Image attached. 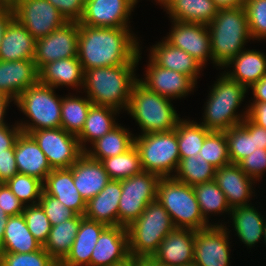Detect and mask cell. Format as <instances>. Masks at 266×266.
Segmentation results:
<instances>
[{
  "mask_svg": "<svg viewBox=\"0 0 266 266\" xmlns=\"http://www.w3.org/2000/svg\"><path fill=\"white\" fill-rule=\"evenodd\" d=\"M183 266H197L196 264L192 263V264H189V265H183Z\"/></svg>",
  "mask_w": 266,
  "mask_h": 266,
  "instance_id": "67",
  "label": "cell"
},
{
  "mask_svg": "<svg viewBox=\"0 0 266 266\" xmlns=\"http://www.w3.org/2000/svg\"><path fill=\"white\" fill-rule=\"evenodd\" d=\"M165 10L172 21L208 25L219 9L213 0H174Z\"/></svg>",
  "mask_w": 266,
  "mask_h": 266,
  "instance_id": "33",
  "label": "cell"
},
{
  "mask_svg": "<svg viewBox=\"0 0 266 266\" xmlns=\"http://www.w3.org/2000/svg\"><path fill=\"white\" fill-rule=\"evenodd\" d=\"M43 192L55 197L77 215H85L86 202L75 187L70 169H53L43 181Z\"/></svg>",
  "mask_w": 266,
  "mask_h": 266,
  "instance_id": "24",
  "label": "cell"
},
{
  "mask_svg": "<svg viewBox=\"0 0 266 266\" xmlns=\"http://www.w3.org/2000/svg\"><path fill=\"white\" fill-rule=\"evenodd\" d=\"M54 89L38 82L26 89L14 101L19 111L32 121L16 122L23 133L30 134L34 130L61 128L62 97H57Z\"/></svg>",
  "mask_w": 266,
  "mask_h": 266,
  "instance_id": "8",
  "label": "cell"
},
{
  "mask_svg": "<svg viewBox=\"0 0 266 266\" xmlns=\"http://www.w3.org/2000/svg\"><path fill=\"white\" fill-rule=\"evenodd\" d=\"M257 210L249 203V205L232 208L230 211L232 225L236 231L235 235L249 248L256 245L264 237L266 218Z\"/></svg>",
  "mask_w": 266,
  "mask_h": 266,
  "instance_id": "31",
  "label": "cell"
},
{
  "mask_svg": "<svg viewBox=\"0 0 266 266\" xmlns=\"http://www.w3.org/2000/svg\"><path fill=\"white\" fill-rule=\"evenodd\" d=\"M244 8L252 40L266 39V0H247Z\"/></svg>",
  "mask_w": 266,
  "mask_h": 266,
  "instance_id": "47",
  "label": "cell"
},
{
  "mask_svg": "<svg viewBox=\"0 0 266 266\" xmlns=\"http://www.w3.org/2000/svg\"><path fill=\"white\" fill-rule=\"evenodd\" d=\"M214 181L224 193L231 209L249 205L252 194H255L252 187L255 180L247 176L238 164L230 163L217 168Z\"/></svg>",
  "mask_w": 266,
  "mask_h": 266,
  "instance_id": "20",
  "label": "cell"
},
{
  "mask_svg": "<svg viewBox=\"0 0 266 266\" xmlns=\"http://www.w3.org/2000/svg\"><path fill=\"white\" fill-rule=\"evenodd\" d=\"M134 145L140 153L143 171L154 173L160 178L175 175L180 161L176 128L166 132L139 134L134 137Z\"/></svg>",
  "mask_w": 266,
  "mask_h": 266,
  "instance_id": "9",
  "label": "cell"
},
{
  "mask_svg": "<svg viewBox=\"0 0 266 266\" xmlns=\"http://www.w3.org/2000/svg\"><path fill=\"white\" fill-rule=\"evenodd\" d=\"M253 93V101L266 102V75L261 77L251 87Z\"/></svg>",
  "mask_w": 266,
  "mask_h": 266,
  "instance_id": "56",
  "label": "cell"
},
{
  "mask_svg": "<svg viewBox=\"0 0 266 266\" xmlns=\"http://www.w3.org/2000/svg\"><path fill=\"white\" fill-rule=\"evenodd\" d=\"M14 18L12 6L0 7V43L5 33L6 27Z\"/></svg>",
  "mask_w": 266,
  "mask_h": 266,
  "instance_id": "57",
  "label": "cell"
},
{
  "mask_svg": "<svg viewBox=\"0 0 266 266\" xmlns=\"http://www.w3.org/2000/svg\"><path fill=\"white\" fill-rule=\"evenodd\" d=\"M239 167L255 181H259L266 171V149H255L253 153L238 163Z\"/></svg>",
  "mask_w": 266,
  "mask_h": 266,
  "instance_id": "49",
  "label": "cell"
},
{
  "mask_svg": "<svg viewBox=\"0 0 266 266\" xmlns=\"http://www.w3.org/2000/svg\"><path fill=\"white\" fill-rule=\"evenodd\" d=\"M247 117L256 125L266 128V102L253 101L248 104Z\"/></svg>",
  "mask_w": 266,
  "mask_h": 266,
  "instance_id": "54",
  "label": "cell"
},
{
  "mask_svg": "<svg viewBox=\"0 0 266 266\" xmlns=\"http://www.w3.org/2000/svg\"><path fill=\"white\" fill-rule=\"evenodd\" d=\"M241 125L254 136L255 148L266 149V128L254 124L246 117Z\"/></svg>",
  "mask_w": 266,
  "mask_h": 266,
  "instance_id": "55",
  "label": "cell"
},
{
  "mask_svg": "<svg viewBox=\"0 0 266 266\" xmlns=\"http://www.w3.org/2000/svg\"><path fill=\"white\" fill-rule=\"evenodd\" d=\"M43 151L52 169H69L84 153L77 136L63 128H47L30 133Z\"/></svg>",
  "mask_w": 266,
  "mask_h": 266,
  "instance_id": "12",
  "label": "cell"
},
{
  "mask_svg": "<svg viewBox=\"0 0 266 266\" xmlns=\"http://www.w3.org/2000/svg\"><path fill=\"white\" fill-rule=\"evenodd\" d=\"M130 257L126 227L107 226L93 249L90 266H112Z\"/></svg>",
  "mask_w": 266,
  "mask_h": 266,
  "instance_id": "19",
  "label": "cell"
},
{
  "mask_svg": "<svg viewBox=\"0 0 266 266\" xmlns=\"http://www.w3.org/2000/svg\"><path fill=\"white\" fill-rule=\"evenodd\" d=\"M18 174L14 149H7V153H0V183H6Z\"/></svg>",
  "mask_w": 266,
  "mask_h": 266,
  "instance_id": "52",
  "label": "cell"
},
{
  "mask_svg": "<svg viewBox=\"0 0 266 266\" xmlns=\"http://www.w3.org/2000/svg\"><path fill=\"white\" fill-rule=\"evenodd\" d=\"M199 154L216 169L231 163L224 131H211L205 138Z\"/></svg>",
  "mask_w": 266,
  "mask_h": 266,
  "instance_id": "43",
  "label": "cell"
},
{
  "mask_svg": "<svg viewBox=\"0 0 266 266\" xmlns=\"http://www.w3.org/2000/svg\"><path fill=\"white\" fill-rule=\"evenodd\" d=\"M67 20V22H79L83 16L86 0H47Z\"/></svg>",
  "mask_w": 266,
  "mask_h": 266,
  "instance_id": "50",
  "label": "cell"
},
{
  "mask_svg": "<svg viewBox=\"0 0 266 266\" xmlns=\"http://www.w3.org/2000/svg\"><path fill=\"white\" fill-rule=\"evenodd\" d=\"M0 266H59L43 246L31 253H0Z\"/></svg>",
  "mask_w": 266,
  "mask_h": 266,
  "instance_id": "46",
  "label": "cell"
},
{
  "mask_svg": "<svg viewBox=\"0 0 266 266\" xmlns=\"http://www.w3.org/2000/svg\"><path fill=\"white\" fill-rule=\"evenodd\" d=\"M156 200L167 210L176 228L197 231L212 225L202 216L193 186L173 177L160 178Z\"/></svg>",
  "mask_w": 266,
  "mask_h": 266,
  "instance_id": "7",
  "label": "cell"
},
{
  "mask_svg": "<svg viewBox=\"0 0 266 266\" xmlns=\"http://www.w3.org/2000/svg\"><path fill=\"white\" fill-rule=\"evenodd\" d=\"M14 154L19 174L30 175L44 181L53 170L30 134L20 133L14 144Z\"/></svg>",
  "mask_w": 266,
  "mask_h": 266,
  "instance_id": "23",
  "label": "cell"
},
{
  "mask_svg": "<svg viewBox=\"0 0 266 266\" xmlns=\"http://www.w3.org/2000/svg\"><path fill=\"white\" fill-rule=\"evenodd\" d=\"M231 68V71L224 73L249 89L261 77L266 75V55L263 52L244 49L233 59H231L223 68Z\"/></svg>",
  "mask_w": 266,
  "mask_h": 266,
  "instance_id": "30",
  "label": "cell"
},
{
  "mask_svg": "<svg viewBox=\"0 0 266 266\" xmlns=\"http://www.w3.org/2000/svg\"><path fill=\"white\" fill-rule=\"evenodd\" d=\"M25 205L13 194L6 183H0V209L9 216L23 213Z\"/></svg>",
  "mask_w": 266,
  "mask_h": 266,
  "instance_id": "51",
  "label": "cell"
},
{
  "mask_svg": "<svg viewBox=\"0 0 266 266\" xmlns=\"http://www.w3.org/2000/svg\"><path fill=\"white\" fill-rule=\"evenodd\" d=\"M143 79H137L147 89L168 99L187 96L197 84L191 77L156 65L150 58Z\"/></svg>",
  "mask_w": 266,
  "mask_h": 266,
  "instance_id": "17",
  "label": "cell"
},
{
  "mask_svg": "<svg viewBox=\"0 0 266 266\" xmlns=\"http://www.w3.org/2000/svg\"><path fill=\"white\" fill-rule=\"evenodd\" d=\"M151 266H167V265L159 264V263H157L155 260H153V259L151 258Z\"/></svg>",
  "mask_w": 266,
  "mask_h": 266,
  "instance_id": "65",
  "label": "cell"
},
{
  "mask_svg": "<svg viewBox=\"0 0 266 266\" xmlns=\"http://www.w3.org/2000/svg\"><path fill=\"white\" fill-rule=\"evenodd\" d=\"M137 3L138 0H86L79 24L90 27L129 28V17Z\"/></svg>",
  "mask_w": 266,
  "mask_h": 266,
  "instance_id": "15",
  "label": "cell"
},
{
  "mask_svg": "<svg viewBox=\"0 0 266 266\" xmlns=\"http://www.w3.org/2000/svg\"><path fill=\"white\" fill-rule=\"evenodd\" d=\"M171 99L134 83L127 112L141 128V134L171 131L181 120Z\"/></svg>",
  "mask_w": 266,
  "mask_h": 266,
  "instance_id": "5",
  "label": "cell"
},
{
  "mask_svg": "<svg viewBox=\"0 0 266 266\" xmlns=\"http://www.w3.org/2000/svg\"><path fill=\"white\" fill-rule=\"evenodd\" d=\"M210 132V130L194 120L190 121L181 118L176 127L180 158L199 154L203 142Z\"/></svg>",
  "mask_w": 266,
  "mask_h": 266,
  "instance_id": "40",
  "label": "cell"
},
{
  "mask_svg": "<svg viewBox=\"0 0 266 266\" xmlns=\"http://www.w3.org/2000/svg\"><path fill=\"white\" fill-rule=\"evenodd\" d=\"M193 190L202 216L207 222L210 214H227V212L230 214L231 208L227 199L214 180L194 185Z\"/></svg>",
  "mask_w": 266,
  "mask_h": 266,
  "instance_id": "39",
  "label": "cell"
},
{
  "mask_svg": "<svg viewBox=\"0 0 266 266\" xmlns=\"http://www.w3.org/2000/svg\"><path fill=\"white\" fill-rule=\"evenodd\" d=\"M41 247L29 231L23 214L7 218L0 253H31Z\"/></svg>",
  "mask_w": 266,
  "mask_h": 266,
  "instance_id": "32",
  "label": "cell"
},
{
  "mask_svg": "<svg viewBox=\"0 0 266 266\" xmlns=\"http://www.w3.org/2000/svg\"><path fill=\"white\" fill-rule=\"evenodd\" d=\"M173 26L167 37L171 45L182 49L196 59L203 67L212 61L210 34L207 25L172 21Z\"/></svg>",
  "mask_w": 266,
  "mask_h": 266,
  "instance_id": "16",
  "label": "cell"
},
{
  "mask_svg": "<svg viewBox=\"0 0 266 266\" xmlns=\"http://www.w3.org/2000/svg\"><path fill=\"white\" fill-rule=\"evenodd\" d=\"M218 9L244 7L247 0H213Z\"/></svg>",
  "mask_w": 266,
  "mask_h": 266,
  "instance_id": "58",
  "label": "cell"
},
{
  "mask_svg": "<svg viewBox=\"0 0 266 266\" xmlns=\"http://www.w3.org/2000/svg\"><path fill=\"white\" fill-rule=\"evenodd\" d=\"M126 229L130 256L152 258L163 239L176 227L167 210L156 200Z\"/></svg>",
  "mask_w": 266,
  "mask_h": 266,
  "instance_id": "6",
  "label": "cell"
},
{
  "mask_svg": "<svg viewBox=\"0 0 266 266\" xmlns=\"http://www.w3.org/2000/svg\"><path fill=\"white\" fill-rule=\"evenodd\" d=\"M12 0H0V7H9L11 6Z\"/></svg>",
  "mask_w": 266,
  "mask_h": 266,
  "instance_id": "64",
  "label": "cell"
},
{
  "mask_svg": "<svg viewBox=\"0 0 266 266\" xmlns=\"http://www.w3.org/2000/svg\"><path fill=\"white\" fill-rule=\"evenodd\" d=\"M228 228L212 224L202 230H195L194 259L197 266H229L230 239Z\"/></svg>",
  "mask_w": 266,
  "mask_h": 266,
  "instance_id": "13",
  "label": "cell"
},
{
  "mask_svg": "<svg viewBox=\"0 0 266 266\" xmlns=\"http://www.w3.org/2000/svg\"><path fill=\"white\" fill-rule=\"evenodd\" d=\"M39 82L55 89L71 86L80 90L84 83V70L77 57L59 59L39 71Z\"/></svg>",
  "mask_w": 266,
  "mask_h": 266,
  "instance_id": "29",
  "label": "cell"
},
{
  "mask_svg": "<svg viewBox=\"0 0 266 266\" xmlns=\"http://www.w3.org/2000/svg\"><path fill=\"white\" fill-rule=\"evenodd\" d=\"M39 82L34 60H0V94L15 101L26 89Z\"/></svg>",
  "mask_w": 266,
  "mask_h": 266,
  "instance_id": "18",
  "label": "cell"
},
{
  "mask_svg": "<svg viewBox=\"0 0 266 266\" xmlns=\"http://www.w3.org/2000/svg\"><path fill=\"white\" fill-rule=\"evenodd\" d=\"M80 221L81 216L76 215L72 219L51 226L48 239L43 248L58 264L70 253Z\"/></svg>",
  "mask_w": 266,
  "mask_h": 266,
  "instance_id": "36",
  "label": "cell"
},
{
  "mask_svg": "<svg viewBox=\"0 0 266 266\" xmlns=\"http://www.w3.org/2000/svg\"><path fill=\"white\" fill-rule=\"evenodd\" d=\"M119 112L117 109L107 106L93 104L90 107L84 127L77 136L83 151L87 149L85 145L87 141L92 144L118 125L114 117L117 113L120 114Z\"/></svg>",
  "mask_w": 266,
  "mask_h": 266,
  "instance_id": "34",
  "label": "cell"
},
{
  "mask_svg": "<svg viewBox=\"0 0 266 266\" xmlns=\"http://www.w3.org/2000/svg\"><path fill=\"white\" fill-rule=\"evenodd\" d=\"M101 163L111 180H123L143 171L135 145L122 154L103 159Z\"/></svg>",
  "mask_w": 266,
  "mask_h": 266,
  "instance_id": "41",
  "label": "cell"
},
{
  "mask_svg": "<svg viewBox=\"0 0 266 266\" xmlns=\"http://www.w3.org/2000/svg\"><path fill=\"white\" fill-rule=\"evenodd\" d=\"M11 126L0 127V153H7V149H14L16 139L22 132L18 124Z\"/></svg>",
  "mask_w": 266,
  "mask_h": 266,
  "instance_id": "53",
  "label": "cell"
},
{
  "mask_svg": "<svg viewBox=\"0 0 266 266\" xmlns=\"http://www.w3.org/2000/svg\"><path fill=\"white\" fill-rule=\"evenodd\" d=\"M23 216L27 227L33 237L43 246L49 236L51 224L41 205H27L24 207Z\"/></svg>",
  "mask_w": 266,
  "mask_h": 266,
  "instance_id": "45",
  "label": "cell"
},
{
  "mask_svg": "<svg viewBox=\"0 0 266 266\" xmlns=\"http://www.w3.org/2000/svg\"><path fill=\"white\" fill-rule=\"evenodd\" d=\"M6 184L25 206L39 203L43 192V181L40 179L18 173L9 179Z\"/></svg>",
  "mask_w": 266,
  "mask_h": 266,
  "instance_id": "44",
  "label": "cell"
},
{
  "mask_svg": "<svg viewBox=\"0 0 266 266\" xmlns=\"http://www.w3.org/2000/svg\"><path fill=\"white\" fill-rule=\"evenodd\" d=\"M231 163L238 164L255 151L254 136L241 124L224 131Z\"/></svg>",
  "mask_w": 266,
  "mask_h": 266,
  "instance_id": "42",
  "label": "cell"
},
{
  "mask_svg": "<svg viewBox=\"0 0 266 266\" xmlns=\"http://www.w3.org/2000/svg\"><path fill=\"white\" fill-rule=\"evenodd\" d=\"M154 44L149 58L162 68L188 75L196 83L203 66L187 52L171 45L165 38Z\"/></svg>",
  "mask_w": 266,
  "mask_h": 266,
  "instance_id": "25",
  "label": "cell"
},
{
  "mask_svg": "<svg viewBox=\"0 0 266 266\" xmlns=\"http://www.w3.org/2000/svg\"><path fill=\"white\" fill-rule=\"evenodd\" d=\"M130 28L90 27L79 24L77 58L83 70L138 64V39Z\"/></svg>",
  "mask_w": 266,
  "mask_h": 266,
  "instance_id": "1",
  "label": "cell"
},
{
  "mask_svg": "<svg viewBox=\"0 0 266 266\" xmlns=\"http://www.w3.org/2000/svg\"><path fill=\"white\" fill-rule=\"evenodd\" d=\"M106 224L81 216L77 235L70 253L59 266H90L93 249Z\"/></svg>",
  "mask_w": 266,
  "mask_h": 266,
  "instance_id": "26",
  "label": "cell"
},
{
  "mask_svg": "<svg viewBox=\"0 0 266 266\" xmlns=\"http://www.w3.org/2000/svg\"><path fill=\"white\" fill-rule=\"evenodd\" d=\"M36 39L13 18L0 43V60H34Z\"/></svg>",
  "mask_w": 266,
  "mask_h": 266,
  "instance_id": "27",
  "label": "cell"
},
{
  "mask_svg": "<svg viewBox=\"0 0 266 266\" xmlns=\"http://www.w3.org/2000/svg\"><path fill=\"white\" fill-rule=\"evenodd\" d=\"M129 131L118 124L107 134L93 142L90 150L86 149L84 152L97 161L122 154L134 145L135 135Z\"/></svg>",
  "mask_w": 266,
  "mask_h": 266,
  "instance_id": "35",
  "label": "cell"
},
{
  "mask_svg": "<svg viewBox=\"0 0 266 266\" xmlns=\"http://www.w3.org/2000/svg\"><path fill=\"white\" fill-rule=\"evenodd\" d=\"M92 102L88 97L66 95L62 97L61 128L70 134L78 136L85 124Z\"/></svg>",
  "mask_w": 266,
  "mask_h": 266,
  "instance_id": "37",
  "label": "cell"
},
{
  "mask_svg": "<svg viewBox=\"0 0 266 266\" xmlns=\"http://www.w3.org/2000/svg\"><path fill=\"white\" fill-rule=\"evenodd\" d=\"M159 5L164 7L166 9L174 0H155Z\"/></svg>",
  "mask_w": 266,
  "mask_h": 266,
  "instance_id": "62",
  "label": "cell"
},
{
  "mask_svg": "<svg viewBox=\"0 0 266 266\" xmlns=\"http://www.w3.org/2000/svg\"><path fill=\"white\" fill-rule=\"evenodd\" d=\"M247 90L225 73L221 74L208 94L200 124L210 131H226L240 125L247 117L248 109L242 114H237L236 110L241 106Z\"/></svg>",
  "mask_w": 266,
  "mask_h": 266,
  "instance_id": "4",
  "label": "cell"
},
{
  "mask_svg": "<svg viewBox=\"0 0 266 266\" xmlns=\"http://www.w3.org/2000/svg\"><path fill=\"white\" fill-rule=\"evenodd\" d=\"M263 239H264V243H265V245H266V220H265V228H264V237H263Z\"/></svg>",
  "mask_w": 266,
  "mask_h": 266,
  "instance_id": "66",
  "label": "cell"
},
{
  "mask_svg": "<svg viewBox=\"0 0 266 266\" xmlns=\"http://www.w3.org/2000/svg\"><path fill=\"white\" fill-rule=\"evenodd\" d=\"M130 266H151V258H134L131 256Z\"/></svg>",
  "mask_w": 266,
  "mask_h": 266,
  "instance_id": "61",
  "label": "cell"
},
{
  "mask_svg": "<svg viewBox=\"0 0 266 266\" xmlns=\"http://www.w3.org/2000/svg\"><path fill=\"white\" fill-rule=\"evenodd\" d=\"M216 168L200 154L180 158L173 178L190 186L214 180Z\"/></svg>",
  "mask_w": 266,
  "mask_h": 266,
  "instance_id": "38",
  "label": "cell"
},
{
  "mask_svg": "<svg viewBox=\"0 0 266 266\" xmlns=\"http://www.w3.org/2000/svg\"><path fill=\"white\" fill-rule=\"evenodd\" d=\"M207 27L215 66H225L252 39L244 7L219 9Z\"/></svg>",
  "mask_w": 266,
  "mask_h": 266,
  "instance_id": "3",
  "label": "cell"
},
{
  "mask_svg": "<svg viewBox=\"0 0 266 266\" xmlns=\"http://www.w3.org/2000/svg\"><path fill=\"white\" fill-rule=\"evenodd\" d=\"M159 180L158 175L147 171L120 180L122 194L118 207V226L127 228L149 203L156 201Z\"/></svg>",
  "mask_w": 266,
  "mask_h": 266,
  "instance_id": "10",
  "label": "cell"
},
{
  "mask_svg": "<svg viewBox=\"0 0 266 266\" xmlns=\"http://www.w3.org/2000/svg\"><path fill=\"white\" fill-rule=\"evenodd\" d=\"M14 18L37 40L62 27L67 20L47 0H12Z\"/></svg>",
  "mask_w": 266,
  "mask_h": 266,
  "instance_id": "11",
  "label": "cell"
},
{
  "mask_svg": "<svg viewBox=\"0 0 266 266\" xmlns=\"http://www.w3.org/2000/svg\"><path fill=\"white\" fill-rule=\"evenodd\" d=\"M138 64H122L84 70L83 90L92 104L126 111L137 81Z\"/></svg>",
  "mask_w": 266,
  "mask_h": 266,
  "instance_id": "2",
  "label": "cell"
},
{
  "mask_svg": "<svg viewBox=\"0 0 266 266\" xmlns=\"http://www.w3.org/2000/svg\"><path fill=\"white\" fill-rule=\"evenodd\" d=\"M79 22H66L51 34L36 40L34 62L40 71L46 64L77 57Z\"/></svg>",
  "mask_w": 266,
  "mask_h": 266,
  "instance_id": "14",
  "label": "cell"
},
{
  "mask_svg": "<svg viewBox=\"0 0 266 266\" xmlns=\"http://www.w3.org/2000/svg\"><path fill=\"white\" fill-rule=\"evenodd\" d=\"M39 204L44 209L51 226L58 225L68 219L74 218L77 215L74 211L68 209L55 197L47 195L44 192H42Z\"/></svg>",
  "mask_w": 266,
  "mask_h": 266,
  "instance_id": "48",
  "label": "cell"
},
{
  "mask_svg": "<svg viewBox=\"0 0 266 266\" xmlns=\"http://www.w3.org/2000/svg\"><path fill=\"white\" fill-rule=\"evenodd\" d=\"M130 265H131V256L128 259H126L120 263L114 264L112 266H130Z\"/></svg>",
  "mask_w": 266,
  "mask_h": 266,
  "instance_id": "63",
  "label": "cell"
},
{
  "mask_svg": "<svg viewBox=\"0 0 266 266\" xmlns=\"http://www.w3.org/2000/svg\"><path fill=\"white\" fill-rule=\"evenodd\" d=\"M195 230L176 228L161 242L152 259L167 266H183L193 263Z\"/></svg>",
  "mask_w": 266,
  "mask_h": 266,
  "instance_id": "21",
  "label": "cell"
},
{
  "mask_svg": "<svg viewBox=\"0 0 266 266\" xmlns=\"http://www.w3.org/2000/svg\"><path fill=\"white\" fill-rule=\"evenodd\" d=\"M13 100H11L9 97L3 95V94H0V127H3L5 125H8L4 118H5V115H6V110H7V107H9L10 103L12 102Z\"/></svg>",
  "mask_w": 266,
  "mask_h": 266,
  "instance_id": "59",
  "label": "cell"
},
{
  "mask_svg": "<svg viewBox=\"0 0 266 266\" xmlns=\"http://www.w3.org/2000/svg\"><path fill=\"white\" fill-rule=\"evenodd\" d=\"M121 194L120 180H110L99 194L86 203L84 216L107 226H118V207Z\"/></svg>",
  "mask_w": 266,
  "mask_h": 266,
  "instance_id": "28",
  "label": "cell"
},
{
  "mask_svg": "<svg viewBox=\"0 0 266 266\" xmlns=\"http://www.w3.org/2000/svg\"><path fill=\"white\" fill-rule=\"evenodd\" d=\"M8 215L5 213L3 209H0V244L4 238V230L7 224Z\"/></svg>",
  "mask_w": 266,
  "mask_h": 266,
  "instance_id": "60",
  "label": "cell"
},
{
  "mask_svg": "<svg viewBox=\"0 0 266 266\" xmlns=\"http://www.w3.org/2000/svg\"><path fill=\"white\" fill-rule=\"evenodd\" d=\"M69 169L73 173L75 187L86 203L111 180L101 161L90 158L85 152Z\"/></svg>",
  "mask_w": 266,
  "mask_h": 266,
  "instance_id": "22",
  "label": "cell"
}]
</instances>
